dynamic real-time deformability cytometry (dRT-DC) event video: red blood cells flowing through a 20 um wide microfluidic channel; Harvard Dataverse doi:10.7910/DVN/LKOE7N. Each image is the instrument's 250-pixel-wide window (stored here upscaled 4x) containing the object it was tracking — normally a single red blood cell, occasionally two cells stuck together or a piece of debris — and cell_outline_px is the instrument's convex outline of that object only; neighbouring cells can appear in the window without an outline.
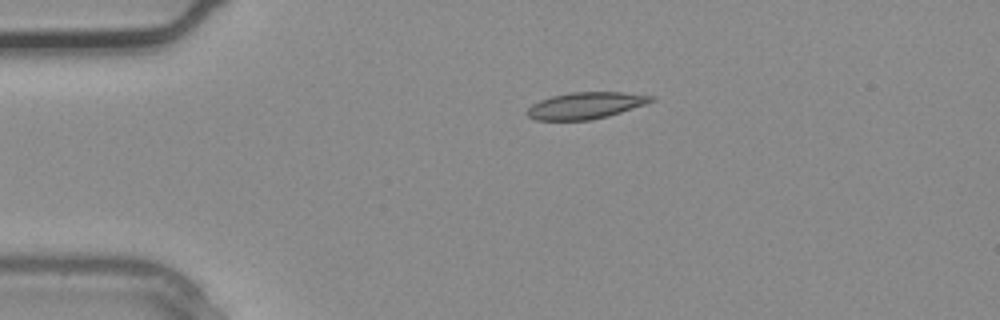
{"species": "common noctule bat (a hibernating species)", "species_latin": "Nyctalus noctula", "temperature_condition": "warm", "stored_images_in_passage": 1, "camera_frame_rate_fps": 3000, "um_per_image_px": 0.085, "animal": {"sex": "male", "body_mass_g": 20.4}, "frame": {"image": 1, "passage_image": 1, "time_ms": 0.0, "image_size_px": [1000, 320], "cell_outline_px": [[656, 100], [608, 116], [588, 120], [536, 120], [528, 116], [524, 112], [532, 104], [540, 100], [552, 96], [572, 92], [624, 92], [656, 96]], "centroid_in_image_um": [49.77, 8.96], "position_along_channel_um": 35.2, "area_um2": 19.19}}